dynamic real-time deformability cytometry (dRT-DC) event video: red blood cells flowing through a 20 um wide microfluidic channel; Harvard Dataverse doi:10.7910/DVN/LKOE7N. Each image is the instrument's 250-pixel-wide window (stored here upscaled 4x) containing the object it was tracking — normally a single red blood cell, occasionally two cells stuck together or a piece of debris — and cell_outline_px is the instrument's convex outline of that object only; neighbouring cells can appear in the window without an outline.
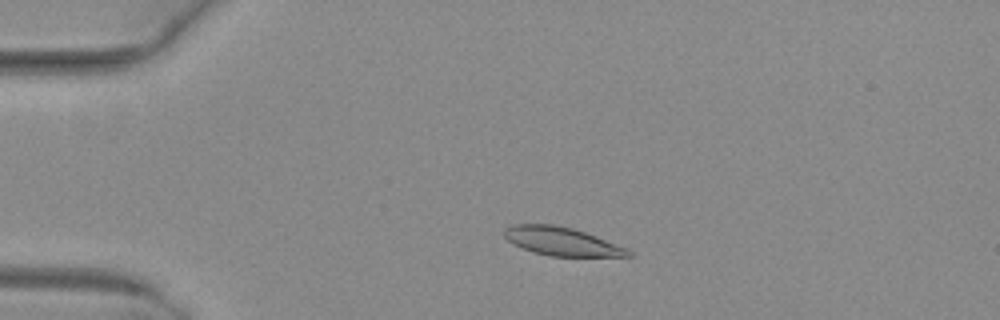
{"species": "common noctule bat (a hibernating species)", "species_latin": "Nyctalus noctula", "temperature_condition": "warm", "stored_images_in_passage": 49, "camera_frame_rate_fps": 3000, "um_per_image_px": 0.085, "animal": {"sex": "female", "body_mass_g": 29.2, "forearm_length_mm": 56.3}, "frame": {"image": 1, "passage_image": 9, "time_ms": 2.667, "image_size_px": [1000, 320], "cell_outline_px": [[632, 256], [552, 256], [532, 252], [512, 244], [504, 236], [504, 228], [512, 224], [552, 224], [572, 228], [596, 236], [628, 248], [632, 252]], "centroid_in_image_um": [47.72, 20.51], "position_along_channel_um": 37.3, "area_um2": 20.52}}
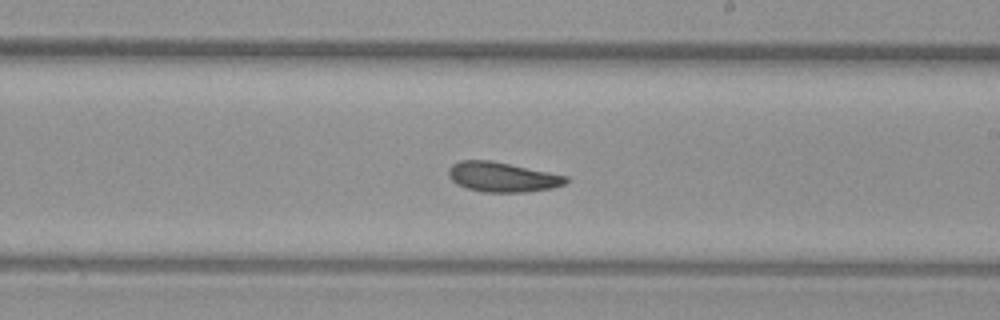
{"frame": {"image": 2, "passage_image": 28, "time_ms": 9.0, "image_size_px": [1000, 320], "cell_outline_px": [[568, 180], [564, 184], [552, 188], [524, 192], [484, 192], [468, 188], [456, 184], [448, 176], [448, 168], [452, 164], [460, 160], [492, 160], [568, 176]], "centroid_in_image_um": [42.67, 15.04], "position_along_channel_um": 246.3, "area_um2": 20.4}}
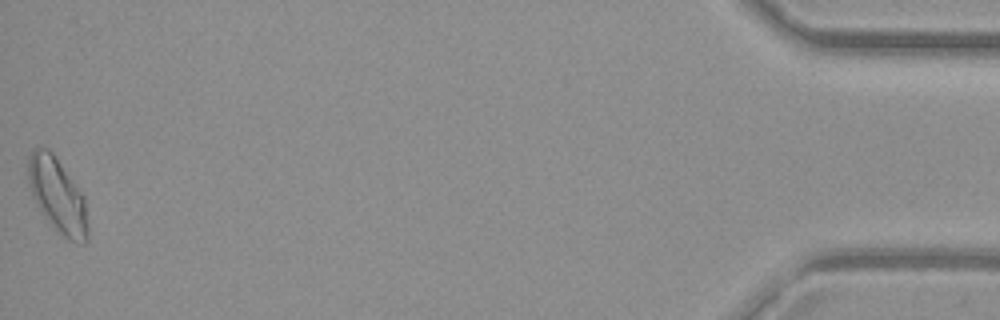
{"frame": {"image": 3, "passage_image": 49, "time_ms": 16.0, "image_size_px": [1000, 320], "cell_outline_px": [[88, 240], [84, 244], [80, 244], [68, 240], [56, 232], [40, 212], [32, 196], [28, 184], [28, 156], [32, 148], [48, 148], [56, 156], [84, 196], [88, 224]], "centroid_in_image_um": [4.88, 16.64], "position_along_channel_um": 430.3, "area_um2": 26.47}, "authors_computed_cell_mechanics": {"area_um2": 20.9814, "velocity_mm_per_s": 4.0094, "shape_relaxation_time_tau1_ms": 4.9998, "shape_relaxation_time_tau2_ms": 3.4911, "deformation_change_tau1": 0.1481, "deformation_change_tau2": 0.1074}}